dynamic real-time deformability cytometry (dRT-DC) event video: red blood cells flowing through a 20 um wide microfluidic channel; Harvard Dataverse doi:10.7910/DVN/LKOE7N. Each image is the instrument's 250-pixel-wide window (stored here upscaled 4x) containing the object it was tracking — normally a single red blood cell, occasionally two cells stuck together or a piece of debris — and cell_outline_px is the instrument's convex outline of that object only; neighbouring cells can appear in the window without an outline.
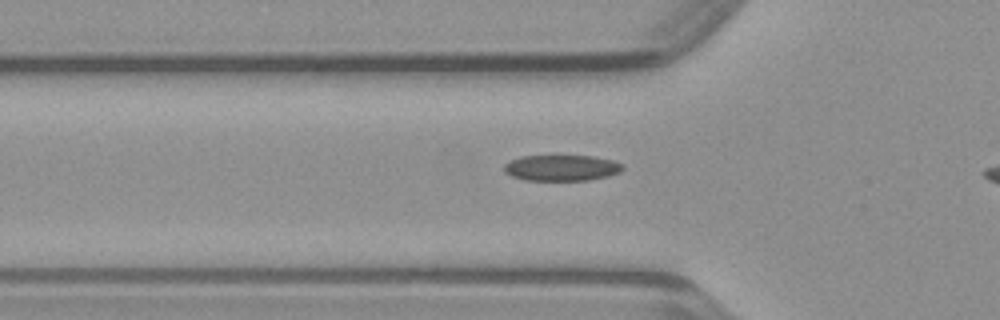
{"species": "common noctule bat (a hibernating species)", "species_latin": "Nyctalus noctula", "temperature_condition": "warm", "stored_images_in_passage": 28, "camera_frame_rate_fps": 3000, "um_per_image_px": 0.085, "animal": {"sex": "male", "body_mass_g": 23.1, "forearm_length_mm": 52.7}, "frame": {"image": 1, "passage_image": 5, "time_ms": 1.333, "image_size_px": [1000, 320], "cell_outline_px": [[624, 168], [620, 172], [608, 176], [588, 180], [524, 180], [512, 176], [504, 172], [504, 164], [520, 156], [592, 156], [612, 160], [624, 164]], "centroid_in_image_um": [47.74, 14.27], "position_along_channel_um": 78.1, "area_um2": 17.92}}
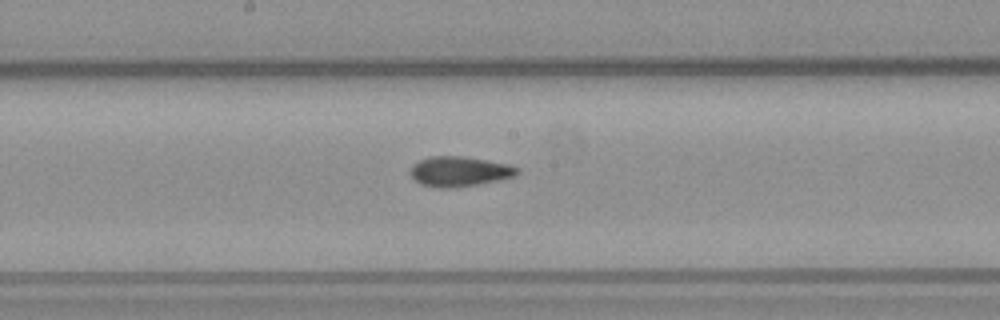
{"frame": {"image": 2, "passage_image": 14, "time_ms": 4.333, "image_size_px": [1000, 320], "cell_outline_px": [[520, 172], [516, 176], [476, 184], [440, 188], [420, 184], [408, 172], [412, 164], [428, 156], [464, 156], [508, 164], [520, 168]], "centroid_in_image_um": [39.03, 14.55], "position_along_channel_um": 209.2, "area_um2": 18.55}}
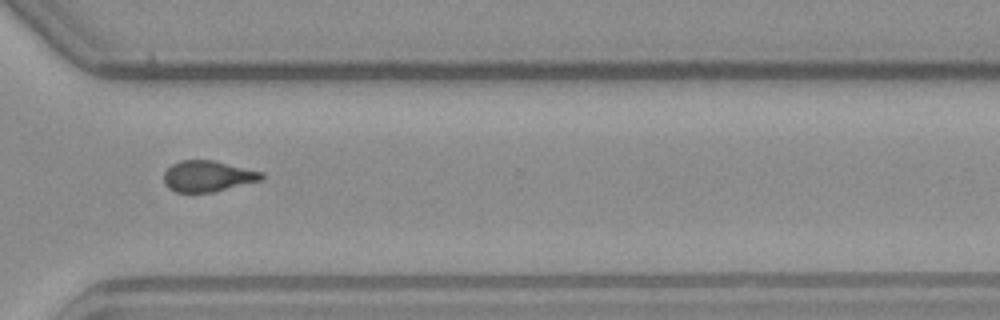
{"frame": {"image": 3, "passage_image": 24, "time_ms": 7.667, "image_size_px": [1000, 320], "cell_outline_px": [[264, 176], [260, 180], [212, 192], [176, 192], [168, 188], [164, 184], [164, 172], [172, 164], [180, 160], [212, 160], [264, 172]], "centroid_in_image_um": [17.63, 14.97], "position_along_channel_um": 353.0, "area_um2": 17.51}}